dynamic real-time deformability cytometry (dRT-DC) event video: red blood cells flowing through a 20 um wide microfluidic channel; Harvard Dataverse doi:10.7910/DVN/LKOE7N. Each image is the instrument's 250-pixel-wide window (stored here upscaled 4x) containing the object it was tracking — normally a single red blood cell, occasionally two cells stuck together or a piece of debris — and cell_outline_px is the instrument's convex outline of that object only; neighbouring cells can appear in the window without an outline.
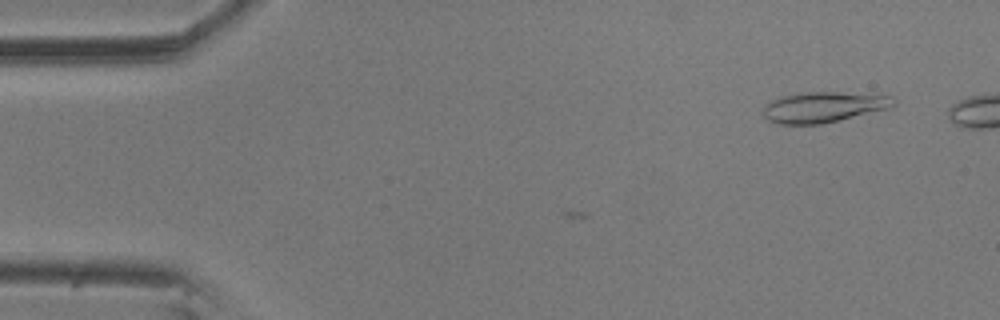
{"species": "common noctule bat (a hibernating species)", "species_latin": "Nyctalus noctula", "temperature_condition": "room temperature", "stored_images_in_passage": 6, "camera_frame_rate_fps": 3000, "um_per_image_px": 0.085, "animal": {"sex": "male", "body_mass_g": 20.5, "forearm_length_mm": 52.5}, "frame": {"image": 1, "passage_image": 2, "time_ms": 0.333, "image_size_px": [1000, 320], "cell_outline_px": [[896, 104], [888, 108], [820, 124], [776, 124], [768, 120], [764, 116], [764, 104], [780, 96], [800, 92], [840, 92], [892, 96], [896, 100]], "centroid_in_image_um": [69.95, 9.09], "position_along_channel_um": 15.0, "area_um2": 23.12}}